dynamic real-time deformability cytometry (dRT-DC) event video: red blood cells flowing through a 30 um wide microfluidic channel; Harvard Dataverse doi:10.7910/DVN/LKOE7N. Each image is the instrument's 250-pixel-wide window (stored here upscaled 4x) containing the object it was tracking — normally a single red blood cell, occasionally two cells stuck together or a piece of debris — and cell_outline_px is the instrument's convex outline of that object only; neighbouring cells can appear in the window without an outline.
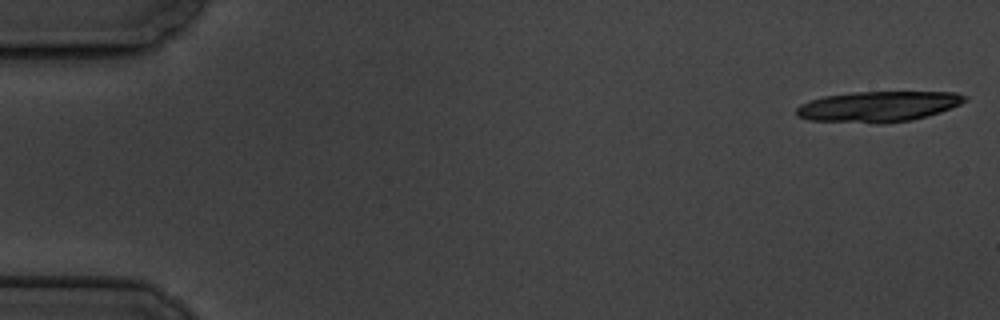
{"species": "common noctule bat (a hibernating species)", "species_latin": "Nyctalus noctula", "temperature_condition": "cold", "stored_images_in_passage": 6, "camera_frame_rate_fps": 3000, "um_per_image_px": 0.085, "animal": {"sex": "male", "body_mass_g": 19.5, "forearm_length_mm": 54.6}, "frame": {"image": 1, "passage_image": 1, "time_ms": 0.0, "image_size_px": [1000, 320], "cell_outline_px": [[968, 100], [960, 104], [940, 112], [928, 116], [912, 120], [884, 124], [880, 124], [808, 120], [796, 116], [796, 108], [800, 104], [824, 96], [856, 92], [956, 92], [968, 96]], "centroid_in_image_um": [74.66, 9.06], "position_along_channel_um": 10.3, "area_um2": 30.23}}